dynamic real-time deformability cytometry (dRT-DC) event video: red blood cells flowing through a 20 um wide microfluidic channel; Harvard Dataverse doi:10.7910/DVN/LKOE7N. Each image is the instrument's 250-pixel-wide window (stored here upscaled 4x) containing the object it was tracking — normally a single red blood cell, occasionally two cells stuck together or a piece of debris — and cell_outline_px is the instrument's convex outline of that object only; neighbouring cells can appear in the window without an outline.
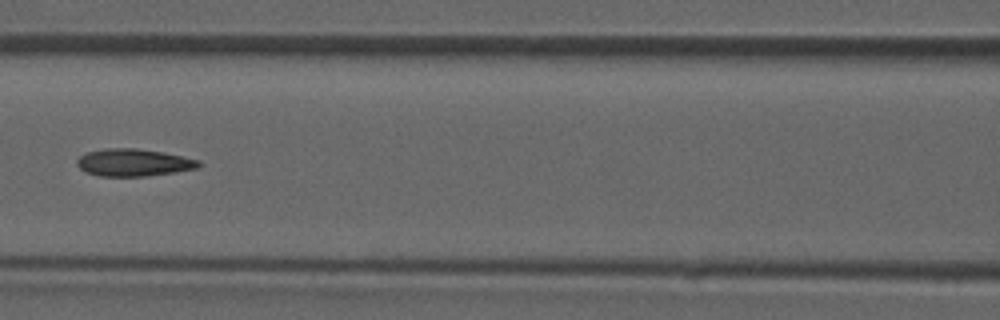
{"species": "common noctule bat (a hibernating species)", "species_latin": "Nyctalus noctula", "temperature_condition": "room temperature", "stored_images_in_passage": 47, "camera_frame_rate_fps": 3000, "um_per_image_px": 0.085, "animal": {"sex": "male", "forearm_length_mm": 52.5}, "frame": {"image": 1, "passage_image": 21, "time_ms": 6.667, "image_size_px": [1000, 320], "cell_outline_px": [[200, 164], [196, 168], [176, 172], [144, 176], [100, 176], [84, 172], [76, 164], [76, 160], [80, 156], [88, 152], [104, 148], [136, 148], [164, 152], [200, 160]], "centroid_in_image_um": [11.33, 13.81], "position_along_channel_um": 155.3, "area_um2": 19.42}}